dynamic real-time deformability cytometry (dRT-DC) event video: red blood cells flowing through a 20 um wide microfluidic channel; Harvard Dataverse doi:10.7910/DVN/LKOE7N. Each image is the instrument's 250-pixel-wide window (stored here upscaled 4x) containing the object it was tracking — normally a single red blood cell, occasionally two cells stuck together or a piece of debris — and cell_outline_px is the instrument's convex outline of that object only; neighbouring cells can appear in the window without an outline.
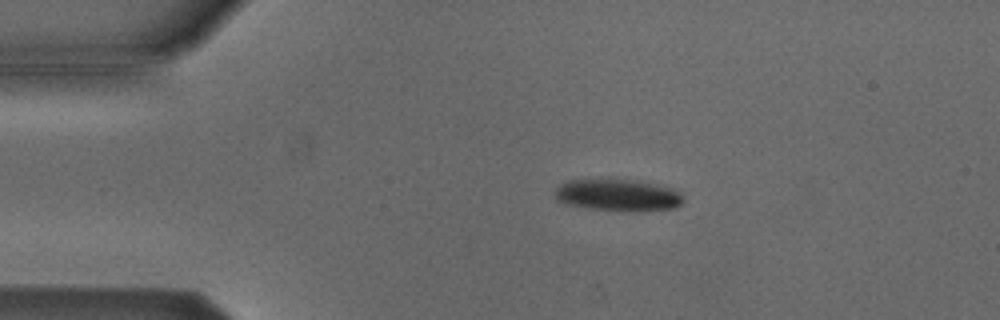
{"species": "Egyptian fruit bat (a non-hibernating species)", "species_latin": "Rousettus aegyptiacus", "temperature_condition": "cold", "stored_images_in_passage": 46, "camera_frame_rate_fps": 3000, "um_per_image_px": 0.085, "animal": {"sex": "male"}, "frame": {"image": 1, "passage_image": 3, "time_ms": 0.667, "image_size_px": [1000, 320], "cell_outline_px": [[684, 200], [676, 208], [640, 212], [628, 212], [588, 208], [564, 204], [556, 200], [556, 188], [560, 184], [568, 180], [608, 176], [636, 180], [672, 188], [680, 192]], "centroid_in_image_um": [52.5, 16.56], "position_along_channel_um": 32.5, "area_um2": 25.03}}
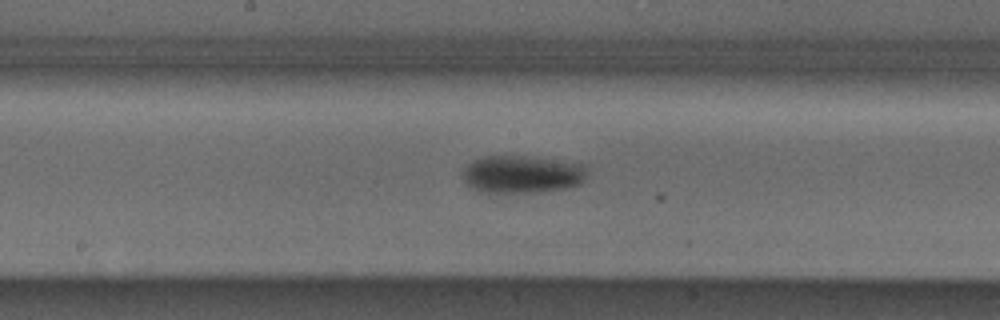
{"frame": {"image": 2, "passage_image": 20, "time_ms": 6.333, "image_size_px": [1000, 320], "cell_outline_px": [[584, 180], [580, 184], [568, 188], [532, 192], [480, 192], [472, 188], [464, 180], [464, 168], [472, 160], [484, 156], [524, 156], [584, 164]], "centroid_in_image_um": [44.34, 14.81], "position_along_channel_um": 203.9, "area_um2": 26.93}}
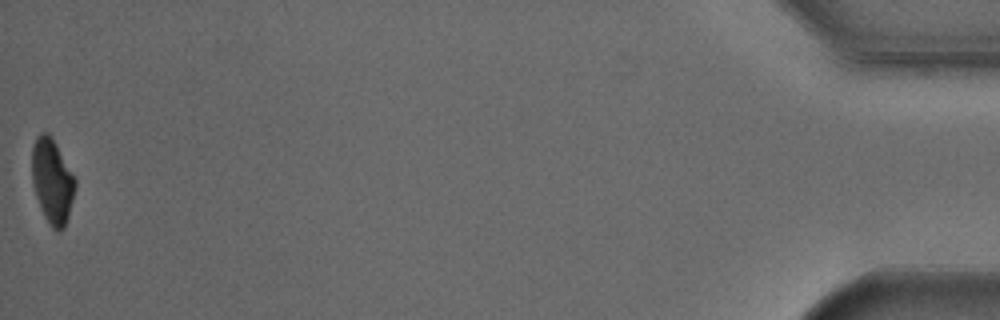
{"frame": {"image": 3, "passage_image": 46, "time_ms": 15.0, "image_size_px": [1000, 320], "cell_outline_px": [[76, 184], [68, 216], [64, 228], [60, 232], [56, 232], [52, 228], [44, 216], [40, 208], [32, 184], [32, 148], [36, 136], [40, 132], [48, 132], [56, 144], [76, 180]], "centroid_in_image_um": [4.42, 15.4], "position_along_channel_um": 430.8, "area_um2": 21.27}, "authors_computed_cell_mechanics": {"area_um2": 25.2875, "velocity_mm_per_s": 3.8135, "shape_relaxation_time_tau1_ms": 2.6805, "shape_relaxation_time_tau2_ms": null, "deformation_change_tau1": 0.1351, "deformation_change_tau2": null}}